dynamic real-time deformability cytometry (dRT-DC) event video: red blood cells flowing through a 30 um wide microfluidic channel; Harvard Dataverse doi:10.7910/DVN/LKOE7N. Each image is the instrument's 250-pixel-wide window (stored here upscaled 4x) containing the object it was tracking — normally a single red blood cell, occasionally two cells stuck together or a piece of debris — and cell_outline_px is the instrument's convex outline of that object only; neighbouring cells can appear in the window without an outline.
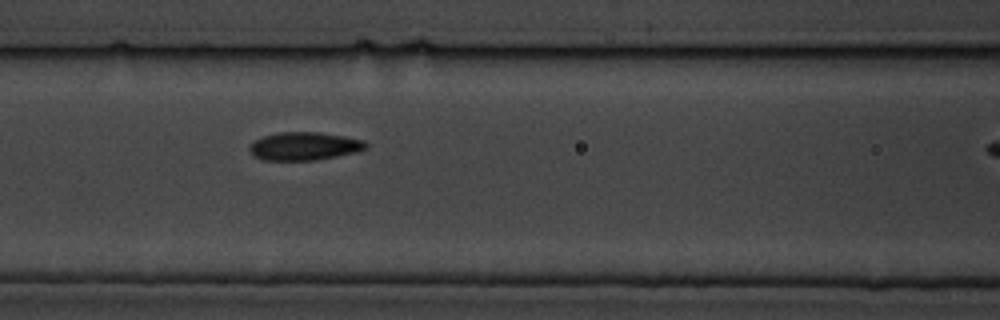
{"species": "common noctule bat (a hibernating species)", "species_latin": "Nyctalus noctula", "temperature_condition": "cold", "stored_images_in_passage": 5, "segment_of_instrument_passage": [1, 2], "camera_frame_rate_fps": 3000, "um_per_image_px": 0.085, "animal": {"sex": "male", "body_mass_g": 19.5, "forearm_length_mm": 54.6}, "frame": {"image": 1, "passage_image": 4, "time_ms": 4.333, "image_size_px": [1000, 320], "cell_outline_px": [[368, 148], [356, 152], [316, 160], [264, 160], [252, 156], [248, 148], [256, 140], [264, 136], [280, 132], [320, 132], [344, 136], [364, 140], [368, 144]], "centroid_in_image_um": [25.88, 12.42], "position_along_channel_um": 140.7, "area_um2": 19.07}}